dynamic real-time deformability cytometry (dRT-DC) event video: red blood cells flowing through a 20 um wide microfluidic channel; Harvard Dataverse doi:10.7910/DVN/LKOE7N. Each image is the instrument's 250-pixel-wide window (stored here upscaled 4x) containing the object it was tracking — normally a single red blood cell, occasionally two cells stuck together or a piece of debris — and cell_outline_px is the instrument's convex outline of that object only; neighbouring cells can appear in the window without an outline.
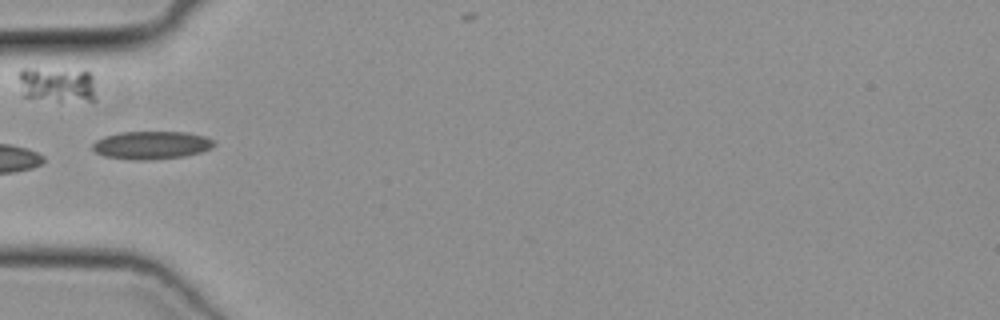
{"species": "common noctule bat (a hibernating species)", "species_latin": "Nyctalus noctula", "temperature_condition": "cold", "stored_images_in_passage": 28, "camera_frame_rate_fps": 3000, "um_per_image_px": 0.085, "animal": {"sex": "female", "body_mass_g": 19.3, "forearm_length_mm": 54.1}, "frame": {"image": 1, "passage_image": 1, "time_ms": 0.0, "image_size_px": [1000, 320], "cell_outline_px": [[216, 144], [212, 148], [200, 152], [184, 156], [144, 160], [140, 160], [104, 156], [96, 152], [92, 148], [92, 144], [96, 140], [104, 136], [120, 132], [188, 132], [204, 136], [216, 140]], "centroid_in_image_um": [12.9, 12.32], "position_along_channel_um": 72.1, "area_um2": 19.77}}